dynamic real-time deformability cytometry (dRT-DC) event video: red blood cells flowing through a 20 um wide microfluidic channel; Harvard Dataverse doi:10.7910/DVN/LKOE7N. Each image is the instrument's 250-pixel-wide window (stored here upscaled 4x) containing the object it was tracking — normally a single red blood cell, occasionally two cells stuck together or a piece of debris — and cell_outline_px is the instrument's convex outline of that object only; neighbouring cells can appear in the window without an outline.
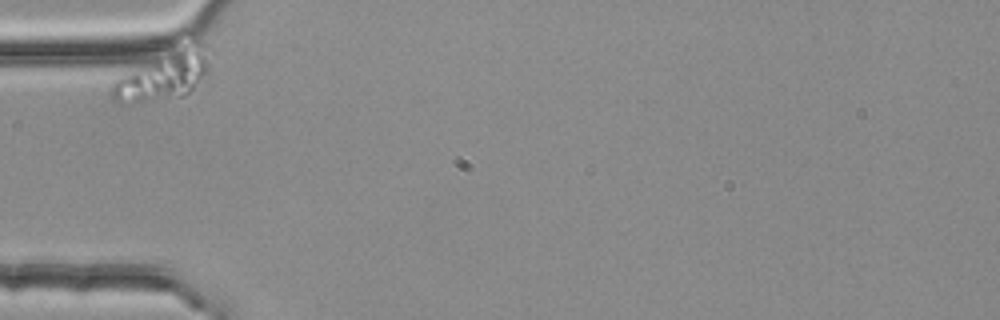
{"species": "common noctule bat (a hibernating species)", "species_latin": "Nyctalus noctula", "temperature_condition": "room temperature", "stored_images_in_passage": 2, "camera_frame_rate_fps": 3000, "um_per_image_px": 0.085, "animal": {"sex": "female", "body_mass_g": 25.1}, "frame": {"image": 1, "passage_image": 1, "time_ms": 0.0, "image_size_px": [1000, 320], "cell_outline_px": [[208, 72], [184, 96], [124, 104], [120, 104], [112, 100], [112, 84], [120, 76], [188, 32], [192, 32], [204, 40], [208, 44]], "centroid_in_image_um": [14.01, 6.16], "position_along_channel_um": 71.0, "area_um2": 30.4}}
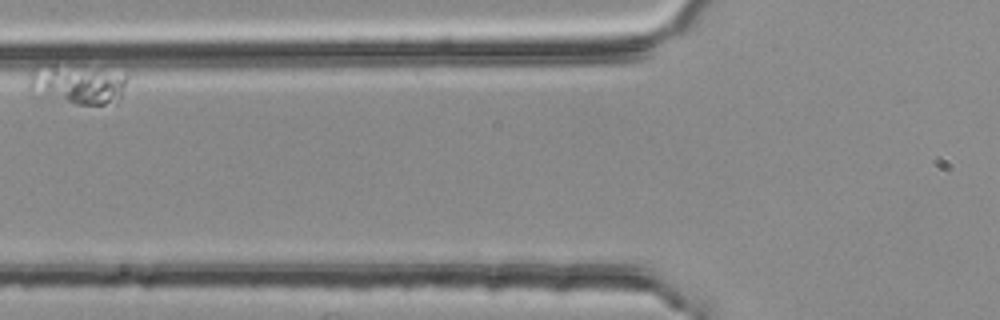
{"frame": {"image": 2, "passage_image": 2, "time_ms": 0.333, "image_size_px": [1000, 320], "cell_outline_px": [[128, 80], [116, 104], [76, 104], [32, 96], [28, 92], [28, 72], [32, 68], [96, 72], [128, 76]], "centroid_in_image_um": [6.48, 7.32], "position_along_channel_um": 119.3, "area_um2": 21.04}}